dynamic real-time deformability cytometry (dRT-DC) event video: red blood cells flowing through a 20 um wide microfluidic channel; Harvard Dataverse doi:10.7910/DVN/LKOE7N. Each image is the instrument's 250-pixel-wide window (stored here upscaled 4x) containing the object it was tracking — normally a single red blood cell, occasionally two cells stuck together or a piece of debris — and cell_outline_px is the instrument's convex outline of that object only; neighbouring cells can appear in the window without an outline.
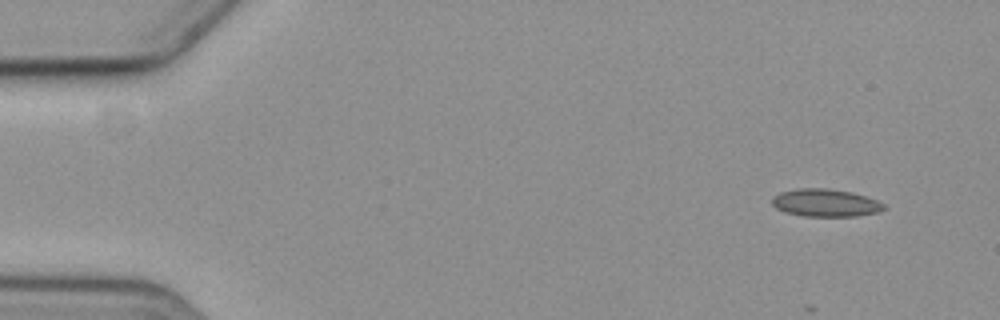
{"species": "common noctule bat (a hibernating species)", "species_latin": "Nyctalus noctula", "temperature_condition": "cold", "stored_images_in_passage": 6, "camera_frame_rate_fps": 3000, "um_per_image_px": 0.085, "animal": {"sex": "female", "body_mass_g": 19.3, "forearm_length_mm": 54.1}, "frame": {"image": 1, "passage_image": 1, "time_ms": 0.0, "image_size_px": [1000, 320], "cell_outline_px": [[888, 208], [876, 212], [856, 216], [804, 216], [784, 212], [776, 208], [772, 204], [772, 196], [780, 192], [796, 188], [828, 188], [852, 192], [876, 200], [884, 204]], "centroid_in_image_um": [70.13, 17.23], "position_along_channel_um": 14.9, "area_um2": 18.09}}
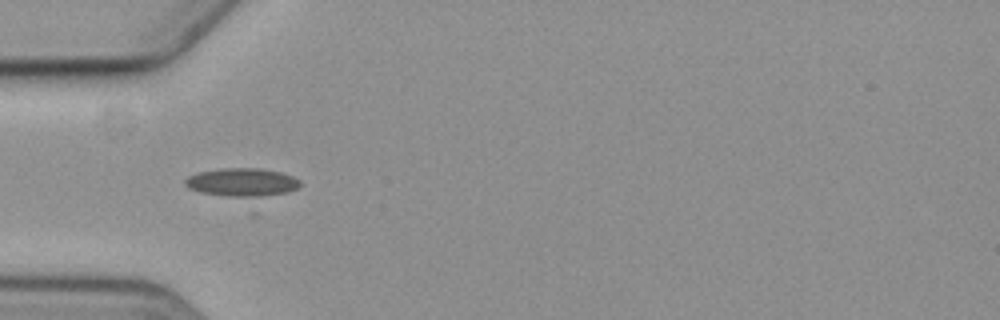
{"frame": {"image": 2, "passage_image": 5, "time_ms": 4.667, "image_size_px": [1000, 320], "cell_outline_px": [[300, 188], [256, 216], [252, 216], [188, 188], [184, 184], [184, 180], [188, 176], [200, 172], [224, 168], [260, 168], [280, 172], [292, 176], [300, 180]], "centroid_in_image_um": [20.76, 15.94], "position_along_channel_um": 64.2, "area_um2": 25.89}}
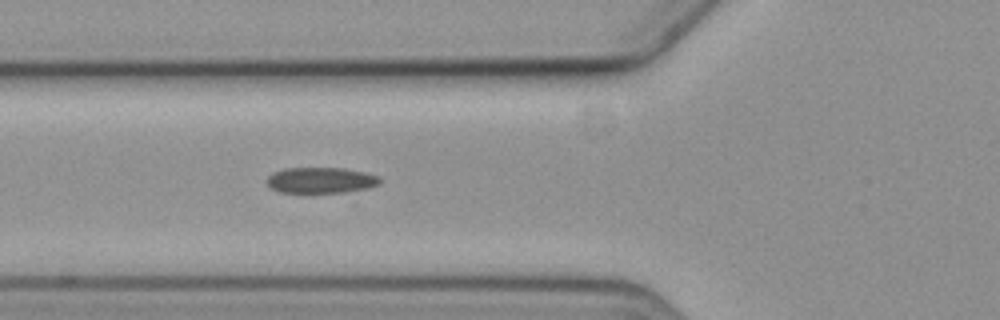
{"frame": {"image": 3, "passage_image": 6, "time_ms": 5.667, "image_size_px": [1000, 320], "cell_outline_px": [[380, 184], [368, 188], [344, 192], [280, 192], [272, 188], [268, 184], [268, 176], [272, 172], [284, 168], [344, 168], [364, 172], [380, 176]], "centroid_in_image_um": [27.29, 15.31], "position_along_channel_um": 98.5, "area_um2": 16.94}}